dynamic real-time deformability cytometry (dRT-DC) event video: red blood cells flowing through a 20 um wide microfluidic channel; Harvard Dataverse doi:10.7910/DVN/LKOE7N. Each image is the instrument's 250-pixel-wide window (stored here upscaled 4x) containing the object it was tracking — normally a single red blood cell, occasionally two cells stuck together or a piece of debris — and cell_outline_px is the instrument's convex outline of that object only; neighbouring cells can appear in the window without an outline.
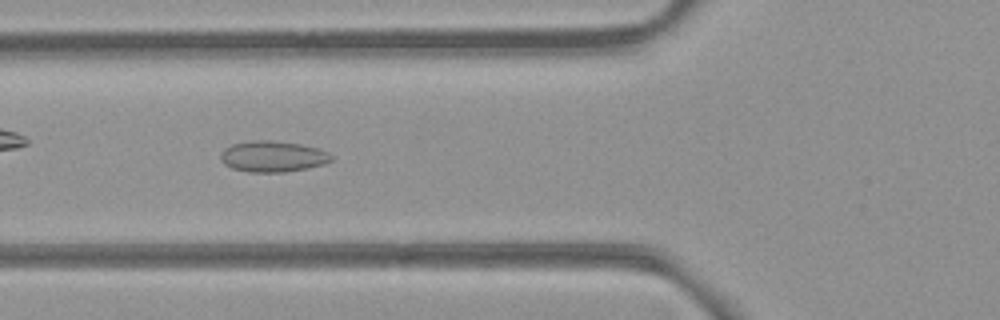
{"species": "common noctule bat (a hibernating species)", "species_latin": "Nyctalus noctula", "temperature_condition": "room temperature", "stored_images_in_passage": 17, "camera_frame_rate_fps": 3000, "um_per_image_px": 0.085, "animal": {"sex": "female", "body_mass_g": 21.9}, "frame": {"image": 1, "passage_image": 10, "time_ms": 3.0, "image_size_px": [1000, 320], "cell_outline_px": [[332, 160], [324, 164], [308, 168], [284, 172], [248, 172], [232, 168], [224, 164], [220, 160], [220, 156], [224, 148], [232, 144], [252, 140], [268, 140], [300, 144], [316, 148], [328, 152], [332, 156]], "centroid_in_image_um": [23.16, 13.3], "position_along_channel_um": 102.6, "area_um2": 20.0}}